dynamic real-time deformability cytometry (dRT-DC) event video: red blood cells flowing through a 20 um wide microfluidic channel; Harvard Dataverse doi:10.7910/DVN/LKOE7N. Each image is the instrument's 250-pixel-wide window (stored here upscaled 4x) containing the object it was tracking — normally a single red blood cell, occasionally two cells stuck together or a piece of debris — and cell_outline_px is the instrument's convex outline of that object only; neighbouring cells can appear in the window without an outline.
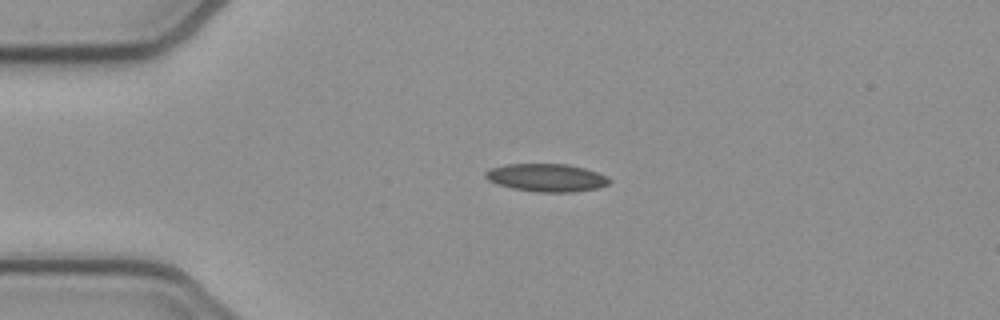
{"species": "common noctule bat (a hibernating species)", "species_latin": "Nyctalus noctula", "temperature_condition": "cold", "stored_images_in_passage": 42, "camera_frame_rate_fps": 3000, "um_per_image_px": 0.085, "animal": {"sex": "female", "body_mass_g": 21.9}, "frame": {"image": 1, "passage_image": 1, "time_ms": 0.0, "image_size_px": [1000, 320], "cell_outline_px": [[612, 180], [608, 184], [596, 188], [572, 192], [536, 192], [512, 188], [496, 184], [488, 180], [484, 176], [484, 172], [488, 168], [504, 164], [568, 164], [584, 168], [608, 176]], "centroid_in_image_um": [46.41, 15.09], "position_along_channel_um": 38.6, "area_um2": 20.29}}
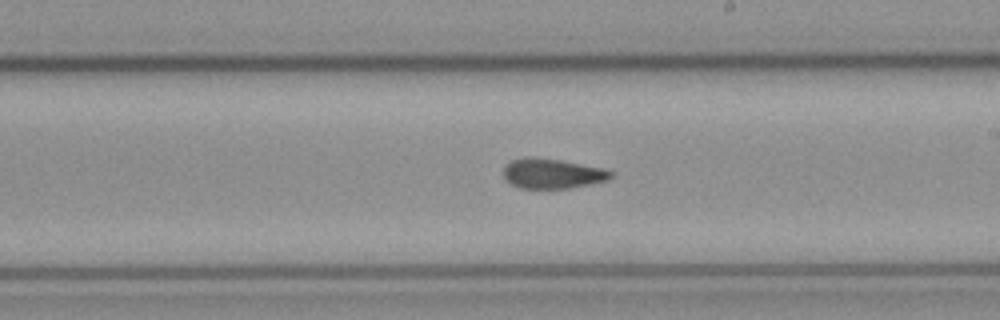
{"frame": {"image": 2, "passage_image": 19, "time_ms": 6.0, "image_size_px": [1000, 320], "cell_outline_px": [[612, 176], [608, 180], [592, 184], [568, 188], [520, 188], [504, 180], [504, 168], [512, 160], [560, 160], [604, 168], [612, 172]], "centroid_in_image_um": [47.01, 14.8], "position_along_channel_um": 242.0, "area_um2": 17.98}}
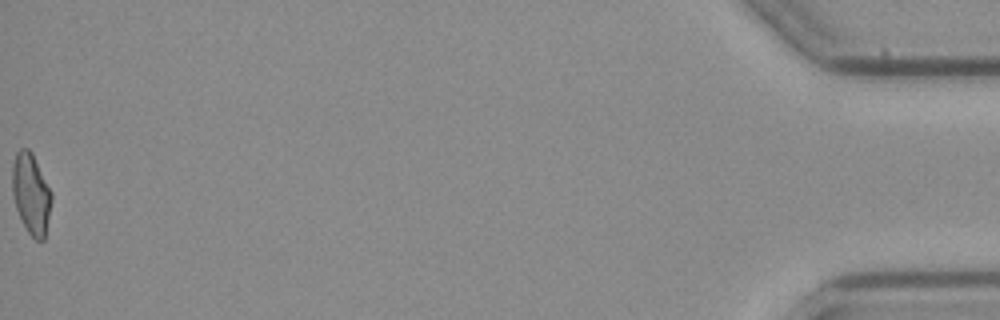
{"frame": {"image": 3, "passage_image": 42, "time_ms": 13.667, "image_size_px": [1000, 320], "cell_outline_px": [[52, 200], [44, 240], [36, 240], [28, 232], [16, 208], [12, 192], [12, 164], [16, 152], [20, 148], [28, 148], [32, 152], [52, 192]], "centroid_in_image_um": [2.64, 16.43], "position_along_channel_um": 432.6, "area_um2": 18.44}, "authors_computed_cell_mechanics": {"area_um2": 19.074, "velocity_mm_per_s": 3.8784, "shape_relaxation_time_tau1_ms": null, "shape_relaxation_time_tau2_ms": 4.3445, "deformation_change_tau1": null, "deformation_change_tau2": 0.1226}}